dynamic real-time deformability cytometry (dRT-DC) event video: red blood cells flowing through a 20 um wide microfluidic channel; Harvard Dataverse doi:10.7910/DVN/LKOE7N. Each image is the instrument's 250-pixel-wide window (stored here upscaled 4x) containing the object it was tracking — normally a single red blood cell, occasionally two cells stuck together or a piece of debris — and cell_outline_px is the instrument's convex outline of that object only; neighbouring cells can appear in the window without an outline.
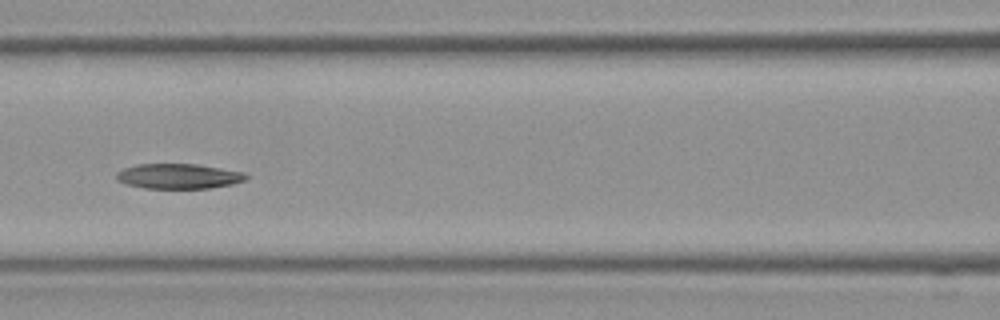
{"species": "Egyptian fruit bat (a non-hibernating species)", "species_latin": "Rousettus aegyptiacus", "temperature_condition": "room temperature", "stored_images_in_passage": 21, "camera_frame_rate_fps": 3000, "um_per_image_px": 0.085, "frame": {"image": 1, "passage_image": 15, "time_ms": 4.667, "image_size_px": [1000, 320], "cell_outline_px": [[248, 176], [244, 180], [232, 184], [208, 188], [144, 188], [128, 184], [116, 180], [116, 172], [124, 168], [136, 164], [196, 164], [244, 172]], "centroid_in_image_um": [15.15, 14.97], "position_along_channel_um": 151.5, "area_um2": 18.79}}